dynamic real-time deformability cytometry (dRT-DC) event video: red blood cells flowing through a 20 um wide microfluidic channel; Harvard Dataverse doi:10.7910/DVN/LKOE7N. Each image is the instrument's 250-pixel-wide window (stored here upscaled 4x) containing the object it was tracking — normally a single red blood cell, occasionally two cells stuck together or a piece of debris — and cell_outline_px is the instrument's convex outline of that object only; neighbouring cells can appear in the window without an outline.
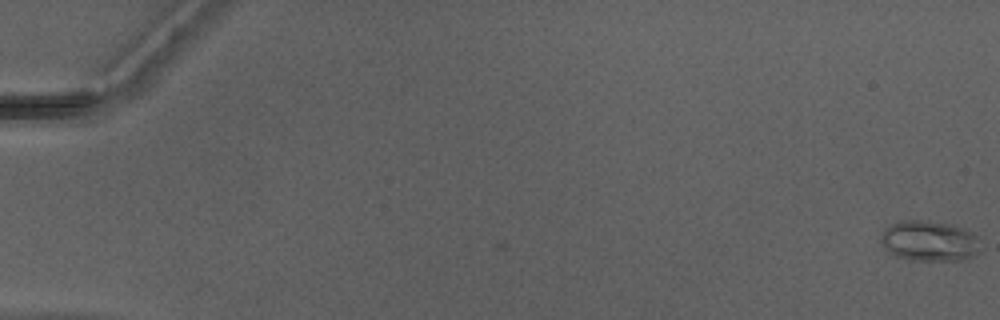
{"species": "Egyptian fruit bat (a non-hibernating species)", "species_latin": "Rousettus aegyptiacus", "temperature_condition": "warm", "stored_images_in_passage": 3, "camera_frame_rate_fps": 3000, "um_per_image_px": 0.085, "animal": {"sex": "male"}, "frame": {"image": 1, "passage_image": 3, "time_ms": 0.667, "image_size_px": [1000, 320], "cell_outline_px": [[984, 252], [964, 260], [908, 260], [896, 256], [884, 248], [880, 244], [880, 236], [884, 228], [892, 224], [904, 220], [924, 220], [952, 224], [964, 228], [980, 236]], "centroid_in_image_um": [79.08, 20.49], "position_along_channel_um": 5.9, "area_um2": 24.33}}